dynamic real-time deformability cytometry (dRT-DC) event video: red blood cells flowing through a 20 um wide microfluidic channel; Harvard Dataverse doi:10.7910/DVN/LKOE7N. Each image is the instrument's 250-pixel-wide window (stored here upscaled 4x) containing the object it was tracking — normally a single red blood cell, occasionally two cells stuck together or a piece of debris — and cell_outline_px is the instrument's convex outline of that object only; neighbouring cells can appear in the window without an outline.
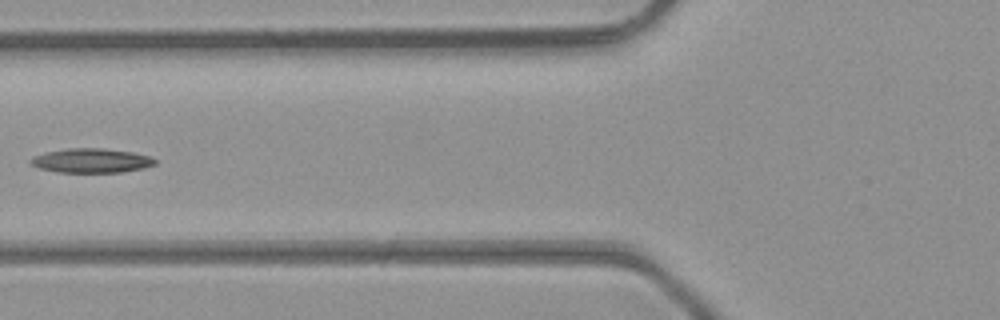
{"species": "common noctule bat (a hibernating species)", "species_latin": "Nyctalus noctula", "temperature_condition": "room temperature", "stored_images_in_passage": 5, "camera_frame_rate_fps": 3000, "um_per_image_px": 0.085, "animal": {"sex": "male", "body_mass_g": 23.1, "forearm_length_mm": 52.7}, "frame": {"image": 1, "passage_image": 5, "time_ms": 1.333, "image_size_px": [1000, 320], "cell_outline_px": [[156, 164], [144, 168], [120, 172], [56, 172], [40, 168], [28, 164], [28, 160], [32, 156], [44, 152], [68, 148], [104, 148], [132, 152], [148, 156], [156, 160]], "centroid_in_image_um": [7.7, 13.65], "position_along_channel_um": 118.1, "area_um2": 17.74}}